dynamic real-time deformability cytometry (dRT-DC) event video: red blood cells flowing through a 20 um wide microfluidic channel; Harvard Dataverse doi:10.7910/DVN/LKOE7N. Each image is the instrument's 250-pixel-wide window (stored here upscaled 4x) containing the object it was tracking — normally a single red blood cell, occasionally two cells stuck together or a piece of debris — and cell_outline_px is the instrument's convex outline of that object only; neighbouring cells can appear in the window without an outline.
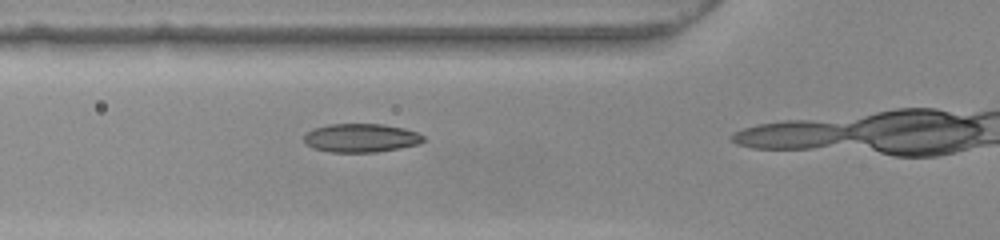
{"species": "common noctule bat (a hibernating species)", "species_latin": "Nyctalus noctula", "temperature_condition": "warm", "stored_images_in_passage": 11, "camera_frame_rate_fps": 3000, "um_per_image_px": 0.085, "animal": {"sex": "female", "body_mass_g": 22.0, "forearm_length_mm": 56.7}, "frame": {"image": 1, "passage_image": 10, "time_ms": 3.0, "image_size_px": [1000, 240], "cell_outline_px": [[424, 140], [420, 144], [400, 148], [376, 152], [328, 152], [312, 148], [304, 144], [304, 136], [312, 128], [328, 124], [380, 124], [404, 128], [416, 132], [424, 136]], "centroid_in_image_um": [30.65, 11.73], "position_along_channel_um": 95.1, "area_um2": 20.06}}